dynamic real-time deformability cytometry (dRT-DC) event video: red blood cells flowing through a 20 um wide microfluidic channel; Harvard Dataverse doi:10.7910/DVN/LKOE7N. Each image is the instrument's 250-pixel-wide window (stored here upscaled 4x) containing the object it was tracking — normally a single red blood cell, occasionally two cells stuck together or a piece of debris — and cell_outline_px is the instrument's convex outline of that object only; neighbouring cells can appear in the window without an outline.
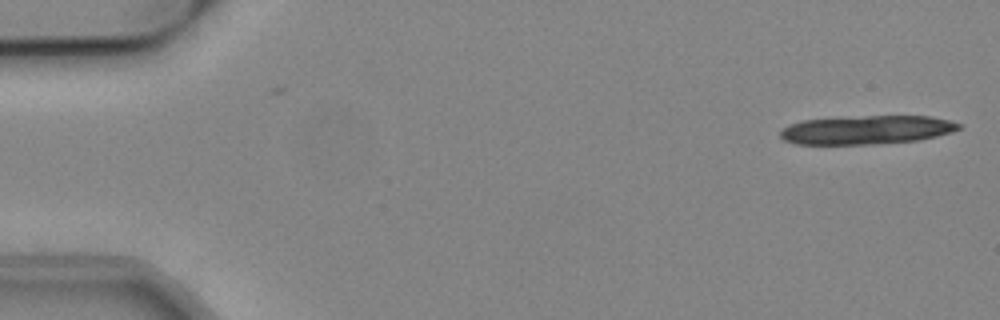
{"species": "common noctule bat (a hibernating species)", "species_latin": "Nyctalus noctula", "temperature_condition": "cold", "stored_images_in_passage": 5, "camera_frame_rate_fps": 3000, "um_per_image_px": 0.085, "animal": {"sex": "male", "body_mass_g": 19.2, "forearm_length_mm": 51.8}, "frame": {"image": 1, "passage_image": 5, "time_ms": 1.333, "image_size_px": [1000, 320], "cell_outline_px": [[964, 124], [960, 128], [952, 132], [936, 136], [916, 140], [872, 144], [796, 144], [784, 140], [780, 136], [780, 132], [784, 128], [792, 124], [804, 120], [864, 116], [928, 116], [948, 120]], "centroid_in_image_um": [73.69, 11.04], "position_along_channel_um": 11.3, "area_um2": 29.54}}